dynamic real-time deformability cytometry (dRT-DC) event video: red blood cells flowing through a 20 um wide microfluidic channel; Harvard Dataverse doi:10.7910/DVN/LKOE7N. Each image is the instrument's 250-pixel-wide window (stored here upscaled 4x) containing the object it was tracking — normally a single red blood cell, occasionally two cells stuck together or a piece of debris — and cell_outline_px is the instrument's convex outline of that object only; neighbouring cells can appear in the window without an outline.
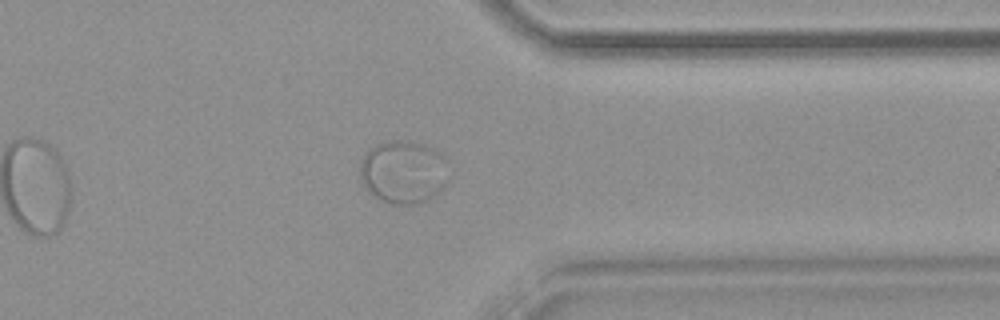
{"species": "common noctule bat (a hibernating species)", "species_latin": "Nyctalus noctula", "temperature_condition": "warm", "stored_images_in_passage": 38, "camera_frame_rate_fps": 3000, "um_per_image_px": 0.085, "animal": {"sex": "female", "body_mass_g": 18.4}, "frame": {"image": 1, "passage_image": 27, "time_ms": 8.667, "image_size_px": [1000, 320], "cell_outline_px": [[452, 176], [444, 188], [420, 204], [388, 204], [372, 196], [364, 188], [360, 180], [360, 160], [364, 152], [368, 148], [376, 144], [392, 140], [408, 140], [424, 144], [432, 148], [444, 156], [448, 160]], "centroid_in_image_um": [34.3, 14.62], "position_along_channel_um": 377.1, "area_um2": 33.87}}
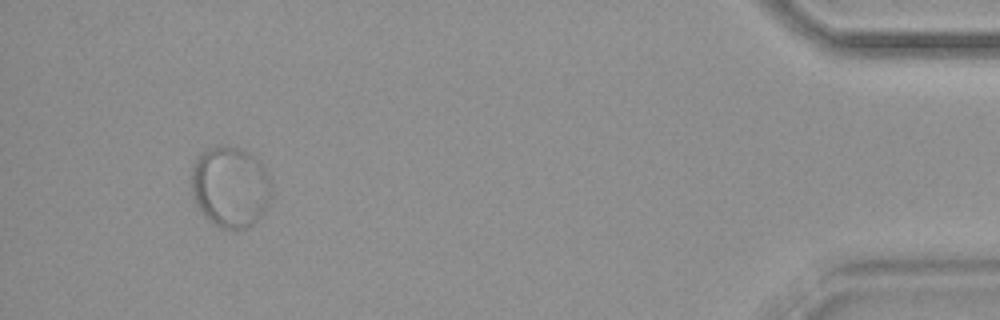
{"frame": {"image": 2, "passage_image": 35, "time_ms": 11.333, "image_size_px": [1000, 320], "cell_outline_px": [[268, 200], [264, 212], [248, 228], [232, 232], [212, 224], [200, 212], [196, 204], [192, 192], [192, 168], [196, 156], [200, 152], [216, 144], [244, 148], [260, 160], [268, 176]], "centroid_in_image_um": [19.52, 15.87], "position_along_channel_um": 415.7, "area_um2": 38.26}}